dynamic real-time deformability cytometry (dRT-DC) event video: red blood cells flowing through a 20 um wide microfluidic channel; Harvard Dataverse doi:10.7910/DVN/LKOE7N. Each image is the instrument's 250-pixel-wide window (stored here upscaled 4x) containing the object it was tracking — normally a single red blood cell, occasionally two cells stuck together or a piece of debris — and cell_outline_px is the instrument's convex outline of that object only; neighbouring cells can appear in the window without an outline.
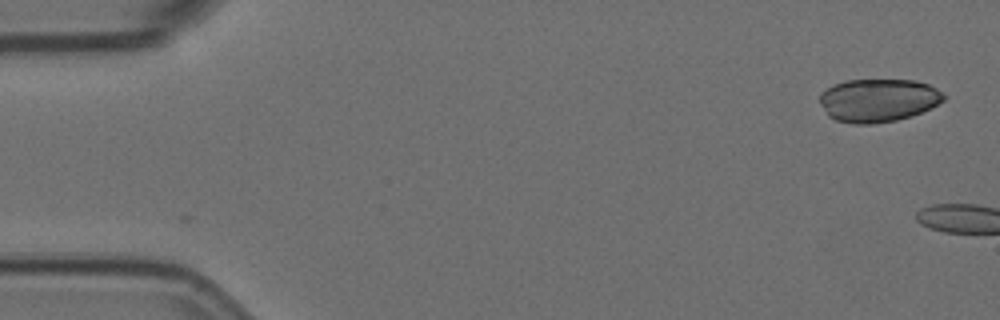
{"species": "Egyptian fruit bat (a non-hibernating species)", "species_latin": "Rousettus aegyptiacus", "temperature_condition": "room temperature", "stored_images_in_passage": 2, "camera_frame_rate_fps": 3000, "um_per_image_px": 0.085, "animal": {"sex": "female"}, "frame": {"image": 1, "passage_image": 1, "time_ms": 0.0, "image_size_px": [1000, 320], "cell_outline_px": [[944, 100], [932, 108], [912, 116], [896, 120], [872, 124], [852, 124], [836, 120], [828, 116], [820, 104], [820, 92], [832, 84], [848, 80], [916, 80], [928, 84], [936, 88], [944, 96]], "centroid_in_image_um": [74.62, 8.53], "position_along_channel_um": 10.4, "area_um2": 31.39}}